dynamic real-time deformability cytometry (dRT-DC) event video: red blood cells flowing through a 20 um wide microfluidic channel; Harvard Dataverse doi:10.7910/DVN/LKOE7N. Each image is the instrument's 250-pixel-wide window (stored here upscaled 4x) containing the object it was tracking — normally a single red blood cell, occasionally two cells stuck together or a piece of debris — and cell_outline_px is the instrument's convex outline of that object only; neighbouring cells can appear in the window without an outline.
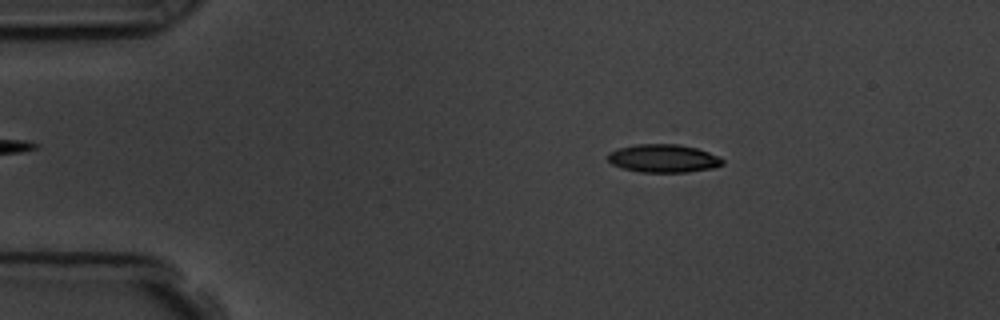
{"species": "common noctule bat (a hibernating species)", "species_latin": "Nyctalus noctula", "temperature_condition": "room temperature", "stored_images_in_passage": 48, "camera_frame_rate_fps": 3000, "um_per_image_px": 0.085, "animal": {"sex": "male", "body_mass_g": 19.5, "forearm_length_mm": 54.6}, "frame": {"image": 1, "passage_image": 5, "time_ms": 1.333, "image_size_px": [1000, 320], "cell_outline_px": [[724, 164], [712, 168], [684, 172], [640, 172], [624, 168], [612, 164], [608, 160], [608, 152], [620, 148], [636, 144], [676, 144], [696, 148], [708, 152], [724, 160]], "centroid_in_image_um": [56.37, 13.46], "position_along_channel_um": 28.6, "area_um2": 18.55}}
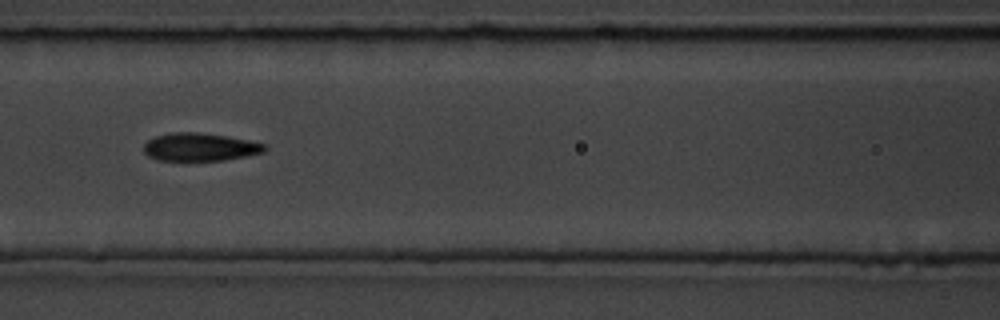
{"frame": {"image": 2, "passage_image": 20, "time_ms": 6.333, "image_size_px": [1000, 320], "cell_outline_px": [[268, 148], [264, 152], [224, 160], [156, 160], [148, 156], [144, 152], [144, 144], [148, 140], [156, 136], [172, 132], [196, 132], [228, 136], [248, 140], [264, 144]], "centroid_in_image_um": [16.98, 12.49], "position_along_channel_um": 149.6, "area_um2": 19.59}}
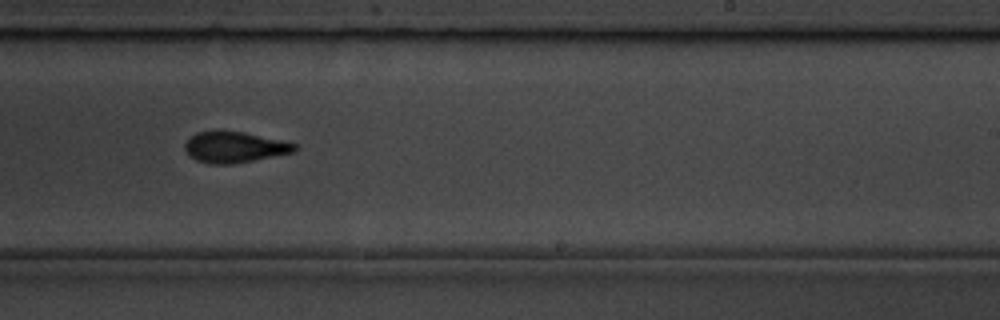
{"frame": {"image": 3, "passage_image": 30, "time_ms": 9.667, "image_size_px": [1000, 320], "cell_outline_px": [[296, 148], [292, 152], [232, 164], [208, 164], [196, 160], [184, 148], [184, 144], [196, 132], [212, 128], [216, 128], [244, 132], [296, 144]], "centroid_in_image_um": [19.84, 12.47], "position_along_channel_um": 269.2, "area_um2": 19.83}, "authors_computed_cell_mechanics": {"area_um2": 19.5653, "velocity_mm_per_s": 3.5959, "shape_relaxation_time_tau1_ms": 3.1706, "shape_relaxation_time_tau2_ms": 2.405, "deformation_change_tau1": 0.1508, "deformation_change_tau2": 0.094}}